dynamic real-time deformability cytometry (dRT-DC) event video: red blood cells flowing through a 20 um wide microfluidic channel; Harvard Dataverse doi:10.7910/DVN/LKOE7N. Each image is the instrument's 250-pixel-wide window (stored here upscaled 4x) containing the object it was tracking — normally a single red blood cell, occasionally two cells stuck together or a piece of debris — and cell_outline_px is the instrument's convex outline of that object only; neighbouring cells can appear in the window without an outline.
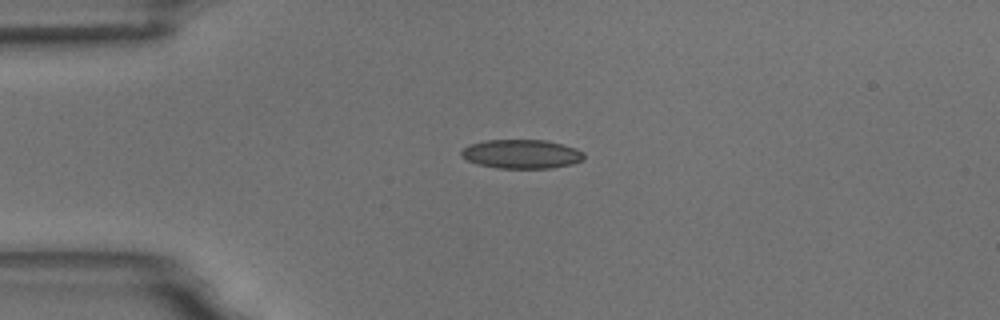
{"species": "common noctule bat (a hibernating species)", "species_latin": "Nyctalus noctula", "temperature_condition": "room temperature", "stored_images_in_passage": 4, "camera_frame_rate_fps": 3000, "um_per_image_px": 0.085, "animal": {"sex": "male", "body_mass_g": 18.8}, "frame": {"image": 1, "passage_image": 3, "time_ms": 2.333, "image_size_px": [1000, 320], "cell_outline_px": [[584, 160], [572, 164], [552, 168], [496, 168], [480, 164], [468, 160], [460, 156], [460, 152], [468, 144], [484, 140], [544, 140], [576, 148], [584, 152]], "centroid_in_image_um": [44.33, 13.09], "position_along_channel_um": 40.7, "area_um2": 20.75}}